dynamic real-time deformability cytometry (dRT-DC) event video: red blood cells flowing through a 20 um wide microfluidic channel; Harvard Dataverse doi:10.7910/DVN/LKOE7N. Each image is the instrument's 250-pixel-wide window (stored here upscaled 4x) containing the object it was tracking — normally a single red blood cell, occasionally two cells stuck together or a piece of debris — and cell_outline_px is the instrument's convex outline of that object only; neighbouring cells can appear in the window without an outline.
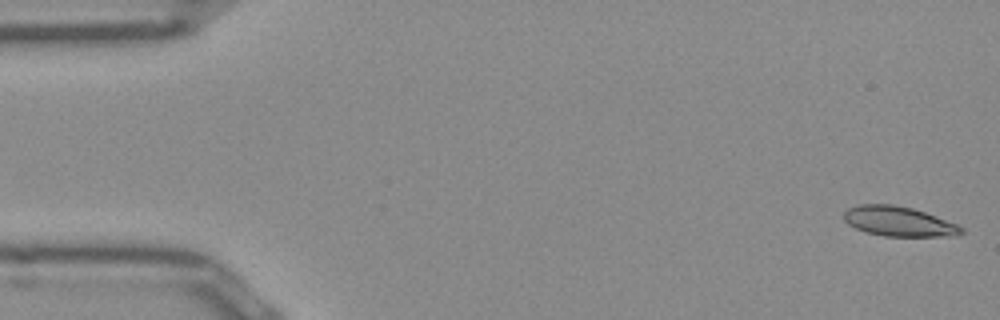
{"species": "Egyptian fruit bat (a non-hibernating species)", "species_latin": "Rousettus aegyptiacus", "temperature_condition": "room temperature", "stored_images_in_passage": 52, "segment_of_instrument_passage": [1, 2], "camera_frame_rate_fps": 3000, "um_per_image_px": 0.085, "frame": {"image": 1, "passage_image": 1, "time_ms": 0.0, "image_size_px": [1000, 320], "cell_outline_px": [[964, 232], [952, 236], [884, 236], [868, 232], [856, 228], [848, 224], [844, 220], [844, 212], [848, 208], [860, 204], [892, 204], [912, 208], [924, 212], [956, 224], [964, 228]], "centroid_in_image_um": [76.37, 18.81], "position_along_channel_um": 8.6, "area_um2": 20.17}}
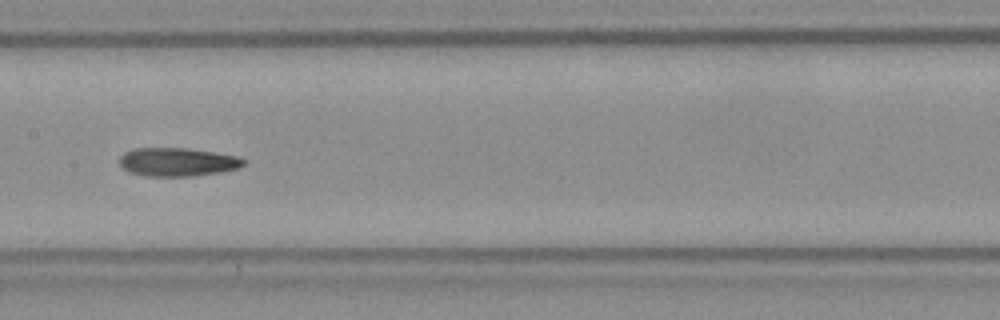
{"frame": {"image": 2, "passage_image": 25, "time_ms": 8.0, "image_size_px": [1000, 320], "cell_outline_px": [[248, 160], [244, 164], [236, 168], [220, 172], [192, 176], [144, 176], [128, 172], [120, 164], [120, 156], [124, 152], [136, 148], [188, 148], [240, 156]], "centroid_in_image_um": [15.1, 13.76], "position_along_channel_um": 192.3, "area_um2": 20.69}}
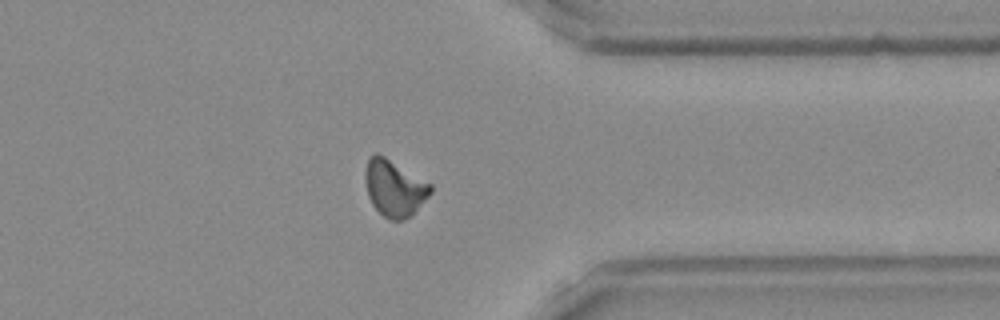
{"frame": {"image": 3, "passage_image": 40, "time_ms": 13.0, "image_size_px": [1000, 320], "cell_outline_px": [[432, 192], [404, 220], [388, 220], [372, 204], [368, 196], [364, 176], [364, 172], [368, 160], [376, 152], [384, 156], [432, 184]], "centroid_in_image_um": [33.5, 15.97], "position_along_channel_um": 377.9, "area_um2": 21.1}}